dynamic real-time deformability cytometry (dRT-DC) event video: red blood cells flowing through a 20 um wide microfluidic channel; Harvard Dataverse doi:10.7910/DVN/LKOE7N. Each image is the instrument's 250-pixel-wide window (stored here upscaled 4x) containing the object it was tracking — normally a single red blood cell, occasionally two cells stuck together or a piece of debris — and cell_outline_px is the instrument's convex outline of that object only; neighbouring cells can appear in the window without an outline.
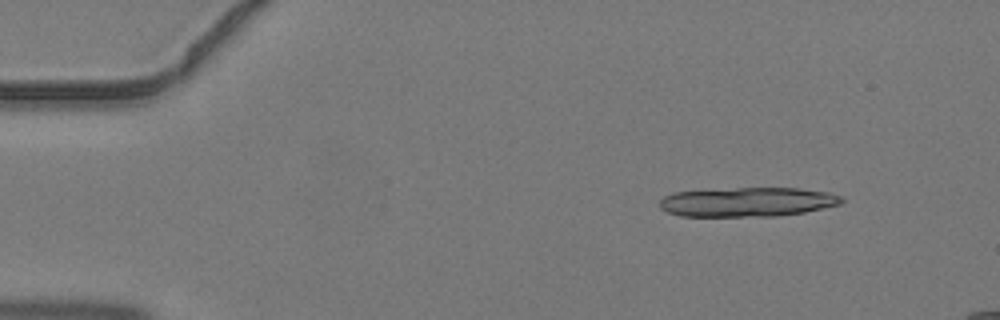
{"species": "common noctule bat (a hibernating species)", "species_latin": "Nyctalus noctula", "temperature_condition": "warm", "stored_images_in_passage": 5, "camera_frame_rate_fps": 3000, "um_per_image_px": 0.085, "animal": {"sex": "male", "body_mass_g": 19.2, "forearm_length_mm": 51.8}, "frame": {"image": 1, "passage_image": 2, "time_ms": 0.333, "image_size_px": [1000, 320], "cell_outline_px": [[844, 200], [840, 204], [804, 212], [776, 216], [680, 216], [668, 212], [660, 208], [660, 200], [664, 196], [672, 192], [736, 188], [800, 188], [828, 192], [840, 196]], "centroid_in_image_um": [63.52, 17.16], "position_along_channel_um": 21.5, "area_um2": 31.04}}